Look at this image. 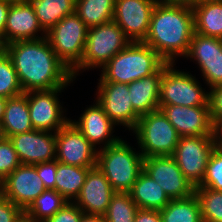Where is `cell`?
Segmentation results:
<instances>
[{
    "label": "cell",
    "mask_w": 222,
    "mask_h": 222,
    "mask_svg": "<svg viewBox=\"0 0 222 222\" xmlns=\"http://www.w3.org/2000/svg\"><path fill=\"white\" fill-rule=\"evenodd\" d=\"M6 54L24 93L65 88L73 82L72 72L58 58L47 37L9 43Z\"/></svg>",
    "instance_id": "6da1fadb"
},
{
    "label": "cell",
    "mask_w": 222,
    "mask_h": 222,
    "mask_svg": "<svg viewBox=\"0 0 222 222\" xmlns=\"http://www.w3.org/2000/svg\"><path fill=\"white\" fill-rule=\"evenodd\" d=\"M193 33L194 13L191 7L158 1L143 42L166 63L174 64L178 56H186Z\"/></svg>",
    "instance_id": "7a4b0ae2"
},
{
    "label": "cell",
    "mask_w": 222,
    "mask_h": 222,
    "mask_svg": "<svg viewBox=\"0 0 222 222\" xmlns=\"http://www.w3.org/2000/svg\"><path fill=\"white\" fill-rule=\"evenodd\" d=\"M164 63L144 42H131L102 67L99 82L130 84L155 73Z\"/></svg>",
    "instance_id": "3957f363"
},
{
    "label": "cell",
    "mask_w": 222,
    "mask_h": 222,
    "mask_svg": "<svg viewBox=\"0 0 222 222\" xmlns=\"http://www.w3.org/2000/svg\"><path fill=\"white\" fill-rule=\"evenodd\" d=\"M122 138L97 151V167L105 175L115 192H130L143 170L144 157L135 152Z\"/></svg>",
    "instance_id": "277c9868"
},
{
    "label": "cell",
    "mask_w": 222,
    "mask_h": 222,
    "mask_svg": "<svg viewBox=\"0 0 222 222\" xmlns=\"http://www.w3.org/2000/svg\"><path fill=\"white\" fill-rule=\"evenodd\" d=\"M130 43L114 21L88 28L82 61L71 71L74 80L79 70L102 68Z\"/></svg>",
    "instance_id": "5b68a950"
},
{
    "label": "cell",
    "mask_w": 222,
    "mask_h": 222,
    "mask_svg": "<svg viewBox=\"0 0 222 222\" xmlns=\"http://www.w3.org/2000/svg\"><path fill=\"white\" fill-rule=\"evenodd\" d=\"M133 132L144 158L172 156L180 138L160 109L140 116Z\"/></svg>",
    "instance_id": "8992f818"
},
{
    "label": "cell",
    "mask_w": 222,
    "mask_h": 222,
    "mask_svg": "<svg viewBox=\"0 0 222 222\" xmlns=\"http://www.w3.org/2000/svg\"><path fill=\"white\" fill-rule=\"evenodd\" d=\"M88 27L76 13L62 18L46 37L58 58L72 71L83 58Z\"/></svg>",
    "instance_id": "52a82bcc"
},
{
    "label": "cell",
    "mask_w": 222,
    "mask_h": 222,
    "mask_svg": "<svg viewBox=\"0 0 222 222\" xmlns=\"http://www.w3.org/2000/svg\"><path fill=\"white\" fill-rule=\"evenodd\" d=\"M169 64L162 72L159 105L207 106L209 92L189 72L176 70Z\"/></svg>",
    "instance_id": "ba28073f"
},
{
    "label": "cell",
    "mask_w": 222,
    "mask_h": 222,
    "mask_svg": "<svg viewBox=\"0 0 222 222\" xmlns=\"http://www.w3.org/2000/svg\"><path fill=\"white\" fill-rule=\"evenodd\" d=\"M216 147L215 135L179 138L172 157L176 160L182 174L194 187L202 182L207 163Z\"/></svg>",
    "instance_id": "9c48e42d"
},
{
    "label": "cell",
    "mask_w": 222,
    "mask_h": 222,
    "mask_svg": "<svg viewBox=\"0 0 222 222\" xmlns=\"http://www.w3.org/2000/svg\"><path fill=\"white\" fill-rule=\"evenodd\" d=\"M64 88L29 91L27 96L29 116L35 130L57 132L70 119L64 116L61 103L57 97Z\"/></svg>",
    "instance_id": "30bf717a"
},
{
    "label": "cell",
    "mask_w": 222,
    "mask_h": 222,
    "mask_svg": "<svg viewBox=\"0 0 222 222\" xmlns=\"http://www.w3.org/2000/svg\"><path fill=\"white\" fill-rule=\"evenodd\" d=\"M143 170L161 186L170 200L194 194V185L182 174L172 156L146 157Z\"/></svg>",
    "instance_id": "8fae6325"
},
{
    "label": "cell",
    "mask_w": 222,
    "mask_h": 222,
    "mask_svg": "<svg viewBox=\"0 0 222 222\" xmlns=\"http://www.w3.org/2000/svg\"><path fill=\"white\" fill-rule=\"evenodd\" d=\"M157 2L158 0H115L113 21L131 42H143L148 35Z\"/></svg>",
    "instance_id": "7c38bea8"
},
{
    "label": "cell",
    "mask_w": 222,
    "mask_h": 222,
    "mask_svg": "<svg viewBox=\"0 0 222 222\" xmlns=\"http://www.w3.org/2000/svg\"><path fill=\"white\" fill-rule=\"evenodd\" d=\"M56 160L65 165L96 167L97 151L69 121L56 132Z\"/></svg>",
    "instance_id": "4fadbf2b"
},
{
    "label": "cell",
    "mask_w": 222,
    "mask_h": 222,
    "mask_svg": "<svg viewBox=\"0 0 222 222\" xmlns=\"http://www.w3.org/2000/svg\"><path fill=\"white\" fill-rule=\"evenodd\" d=\"M97 102L116 124L134 130L140 116L134 111L128 84L116 82L98 83Z\"/></svg>",
    "instance_id": "5bb4252c"
},
{
    "label": "cell",
    "mask_w": 222,
    "mask_h": 222,
    "mask_svg": "<svg viewBox=\"0 0 222 222\" xmlns=\"http://www.w3.org/2000/svg\"><path fill=\"white\" fill-rule=\"evenodd\" d=\"M46 188L34 165L20 164L2 181V195L25 211Z\"/></svg>",
    "instance_id": "9a60e30c"
},
{
    "label": "cell",
    "mask_w": 222,
    "mask_h": 222,
    "mask_svg": "<svg viewBox=\"0 0 222 222\" xmlns=\"http://www.w3.org/2000/svg\"><path fill=\"white\" fill-rule=\"evenodd\" d=\"M185 57H190L197 62L209 88L222 85L221 38L194 32Z\"/></svg>",
    "instance_id": "2e32d148"
},
{
    "label": "cell",
    "mask_w": 222,
    "mask_h": 222,
    "mask_svg": "<svg viewBox=\"0 0 222 222\" xmlns=\"http://www.w3.org/2000/svg\"><path fill=\"white\" fill-rule=\"evenodd\" d=\"M159 109L174 126L179 137L215 135L207 106L159 105Z\"/></svg>",
    "instance_id": "e0dca14e"
},
{
    "label": "cell",
    "mask_w": 222,
    "mask_h": 222,
    "mask_svg": "<svg viewBox=\"0 0 222 222\" xmlns=\"http://www.w3.org/2000/svg\"><path fill=\"white\" fill-rule=\"evenodd\" d=\"M9 139L21 164L34 165L56 159V132L34 129Z\"/></svg>",
    "instance_id": "ac0fdd59"
},
{
    "label": "cell",
    "mask_w": 222,
    "mask_h": 222,
    "mask_svg": "<svg viewBox=\"0 0 222 222\" xmlns=\"http://www.w3.org/2000/svg\"><path fill=\"white\" fill-rule=\"evenodd\" d=\"M114 193L110 182L96 166L88 171L74 203L85 214L104 216Z\"/></svg>",
    "instance_id": "d6986e66"
},
{
    "label": "cell",
    "mask_w": 222,
    "mask_h": 222,
    "mask_svg": "<svg viewBox=\"0 0 222 222\" xmlns=\"http://www.w3.org/2000/svg\"><path fill=\"white\" fill-rule=\"evenodd\" d=\"M39 31L42 33V37L38 35ZM44 37H46V32L40 26L29 0L10 4L4 30L6 44Z\"/></svg>",
    "instance_id": "ffe728a7"
},
{
    "label": "cell",
    "mask_w": 222,
    "mask_h": 222,
    "mask_svg": "<svg viewBox=\"0 0 222 222\" xmlns=\"http://www.w3.org/2000/svg\"><path fill=\"white\" fill-rule=\"evenodd\" d=\"M70 122L83 134V136L96 147H108L118 142L121 138L113 137V128L116 124L108 117L103 107L97 102L85 109L78 121ZM112 135V136H111Z\"/></svg>",
    "instance_id": "44dd1931"
},
{
    "label": "cell",
    "mask_w": 222,
    "mask_h": 222,
    "mask_svg": "<svg viewBox=\"0 0 222 222\" xmlns=\"http://www.w3.org/2000/svg\"><path fill=\"white\" fill-rule=\"evenodd\" d=\"M169 64L165 62L155 73L128 84L133 109L139 116L159 110L162 72Z\"/></svg>",
    "instance_id": "7402d4cb"
},
{
    "label": "cell",
    "mask_w": 222,
    "mask_h": 222,
    "mask_svg": "<svg viewBox=\"0 0 222 222\" xmlns=\"http://www.w3.org/2000/svg\"><path fill=\"white\" fill-rule=\"evenodd\" d=\"M130 195L137 207L143 209L160 211L170 202L161 186L144 170L138 175Z\"/></svg>",
    "instance_id": "603a6c76"
},
{
    "label": "cell",
    "mask_w": 222,
    "mask_h": 222,
    "mask_svg": "<svg viewBox=\"0 0 222 222\" xmlns=\"http://www.w3.org/2000/svg\"><path fill=\"white\" fill-rule=\"evenodd\" d=\"M2 124L6 138L34 130L25 94L7 99Z\"/></svg>",
    "instance_id": "cb8c5ba5"
},
{
    "label": "cell",
    "mask_w": 222,
    "mask_h": 222,
    "mask_svg": "<svg viewBox=\"0 0 222 222\" xmlns=\"http://www.w3.org/2000/svg\"><path fill=\"white\" fill-rule=\"evenodd\" d=\"M192 9L194 32L222 39V1H201Z\"/></svg>",
    "instance_id": "d4e9b609"
},
{
    "label": "cell",
    "mask_w": 222,
    "mask_h": 222,
    "mask_svg": "<svg viewBox=\"0 0 222 222\" xmlns=\"http://www.w3.org/2000/svg\"><path fill=\"white\" fill-rule=\"evenodd\" d=\"M94 167L65 165L57 161L55 190L68 202H74L80 194L88 171Z\"/></svg>",
    "instance_id": "484cf974"
},
{
    "label": "cell",
    "mask_w": 222,
    "mask_h": 222,
    "mask_svg": "<svg viewBox=\"0 0 222 222\" xmlns=\"http://www.w3.org/2000/svg\"><path fill=\"white\" fill-rule=\"evenodd\" d=\"M38 22L47 33L62 18L75 13L76 0H29Z\"/></svg>",
    "instance_id": "4316f807"
},
{
    "label": "cell",
    "mask_w": 222,
    "mask_h": 222,
    "mask_svg": "<svg viewBox=\"0 0 222 222\" xmlns=\"http://www.w3.org/2000/svg\"><path fill=\"white\" fill-rule=\"evenodd\" d=\"M67 202L56 190L45 189L24 211V218L27 222H45Z\"/></svg>",
    "instance_id": "83f0119b"
},
{
    "label": "cell",
    "mask_w": 222,
    "mask_h": 222,
    "mask_svg": "<svg viewBox=\"0 0 222 222\" xmlns=\"http://www.w3.org/2000/svg\"><path fill=\"white\" fill-rule=\"evenodd\" d=\"M115 0H76L75 13L90 28L113 21Z\"/></svg>",
    "instance_id": "f1b7e54d"
},
{
    "label": "cell",
    "mask_w": 222,
    "mask_h": 222,
    "mask_svg": "<svg viewBox=\"0 0 222 222\" xmlns=\"http://www.w3.org/2000/svg\"><path fill=\"white\" fill-rule=\"evenodd\" d=\"M162 222H202L199 201L194 194L187 198L170 200L160 210Z\"/></svg>",
    "instance_id": "f546056e"
},
{
    "label": "cell",
    "mask_w": 222,
    "mask_h": 222,
    "mask_svg": "<svg viewBox=\"0 0 222 222\" xmlns=\"http://www.w3.org/2000/svg\"><path fill=\"white\" fill-rule=\"evenodd\" d=\"M137 210L130 192H115L104 217L107 222H134Z\"/></svg>",
    "instance_id": "4dcf8cb0"
},
{
    "label": "cell",
    "mask_w": 222,
    "mask_h": 222,
    "mask_svg": "<svg viewBox=\"0 0 222 222\" xmlns=\"http://www.w3.org/2000/svg\"><path fill=\"white\" fill-rule=\"evenodd\" d=\"M194 193L199 201L202 222H222V191L196 186Z\"/></svg>",
    "instance_id": "1f68e13d"
},
{
    "label": "cell",
    "mask_w": 222,
    "mask_h": 222,
    "mask_svg": "<svg viewBox=\"0 0 222 222\" xmlns=\"http://www.w3.org/2000/svg\"><path fill=\"white\" fill-rule=\"evenodd\" d=\"M24 94L17 72L10 57L4 54L0 58V96L13 98Z\"/></svg>",
    "instance_id": "d6a6232c"
},
{
    "label": "cell",
    "mask_w": 222,
    "mask_h": 222,
    "mask_svg": "<svg viewBox=\"0 0 222 222\" xmlns=\"http://www.w3.org/2000/svg\"><path fill=\"white\" fill-rule=\"evenodd\" d=\"M198 187L222 191V151L216 147L206 166L205 176Z\"/></svg>",
    "instance_id": "836d02e7"
},
{
    "label": "cell",
    "mask_w": 222,
    "mask_h": 222,
    "mask_svg": "<svg viewBox=\"0 0 222 222\" xmlns=\"http://www.w3.org/2000/svg\"><path fill=\"white\" fill-rule=\"evenodd\" d=\"M17 152L9 138L0 141V179L3 181L19 165Z\"/></svg>",
    "instance_id": "e575fe53"
},
{
    "label": "cell",
    "mask_w": 222,
    "mask_h": 222,
    "mask_svg": "<svg viewBox=\"0 0 222 222\" xmlns=\"http://www.w3.org/2000/svg\"><path fill=\"white\" fill-rule=\"evenodd\" d=\"M24 211L6 199L0 191V222H22Z\"/></svg>",
    "instance_id": "d590c367"
},
{
    "label": "cell",
    "mask_w": 222,
    "mask_h": 222,
    "mask_svg": "<svg viewBox=\"0 0 222 222\" xmlns=\"http://www.w3.org/2000/svg\"><path fill=\"white\" fill-rule=\"evenodd\" d=\"M83 214L84 212L74 202H67L45 222H80Z\"/></svg>",
    "instance_id": "8d00e7d4"
},
{
    "label": "cell",
    "mask_w": 222,
    "mask_h": 222,
    "mask_svg": "<svg viewBox=\"0 0 222 222\" xmlns=\"http://www.w3.org/2000/svg\"><path fill=\"white\" fill-rule=\"evenodd\" d=\"M35 168L37 170L38 176L44 183L46 189L55 190V177L57 170V160L54 159L48 162L36 163Z\"/></svg>",
    "instance_id": "74e56055"
},
{
    "label": "cell",
    "mask_w": 222,
    "mask_h": 222,
    "mask_svg": "<svg viewBox=\"0 0 222 222\" xmlns=\"http://www.w3.org/2000/svg\"><path fill=\"white\" fill-rule=\"evenodd\" d=\"M208 104L212 123L215 125L222 118V85L209 89Z\"/></svg>",
    "instance_id": "f35d334b"
},
{
    "label": "cell",
    "mask_w": 222,
    "mask_h": 222,
    "mask_svg": "<svg viewBox=\"0 0 222 222\" xmlns=\"http://www.w3.org/2000/svg\"><path fill=\"white\" fill-rule=\"evenodd\" d=\"M134 222H162L159 210L138 208Z\"/></svg>",
    "instance_id": "ab89813d"
},
{
    "label": "cell",
    "mask_w": 222,
    "mask_h": 222,
    "mask_svg": "<svg viewBox=\"0 0 222 222\" xmlns=\"http://www.w3.org/2000/svg\"><path fill=\"white\" fill-rule=\"evenodd\" d=\"M10 4L11 3L6 1H0V36L3 38H4L5 24Z\"/></svg>",
    "instance_id": "60d3db41"
},
{
    "label": "cell",
    "mask_w": 222,
    "mask_h": 222,
    "mask_svg": "<svg viewBox=\"0 0 222 222\" xmlns=\"http://www.w3.org/2000/svg\"><path fill=\"white\" fill-rule=\"evenodd\" d=\"M159 2L166 4H175L181 6H187L193 8L197 4H199L202 0H158Z\"/></svg>",
    "instance_id": "b9f144b4"
},
{
    "label": "cell",
    "mask_w": 222,
    "mask_h": 222,
    "mask_svg": "<svg viewBox=\"0 0 222 222\" xmlns=\"http://www.w3.org/2000/svg\"><path fill=\"white\" fill-rule=\"evenodd\" d=\"M80 222H107L104 216L83 214Z\"/></svg>",
    "instance_id": "7bdbcfd3"
},
{
    "label": "cell",
    "mask_w": 222,
    "mask_h": 222,
    "mask_svg": "<svg viewBox=\"0 0 222 222\" xmlns=\"http://www.w3.org/2000/svg\"><path fill=\"white\" fill-rule=\"evenodd\" d=\"M214 133L217 141H222V118L214 125Z\"/></svg>",
    "instance_id": "ee69618b"
},
{
    "label": "cell",
    "mask_w": 222,
    "mask_h": 222,
    "mask_svg": "<svg viewBox=\"0 0 222 222\" xmlns=\"http://www.w3.org/2000/svg\"><path fill=\"white\" fill-rule=\"evenodd\" d=\"M7 98L0 96V121H2L5 111Z\"/></svg>",
    "instance_id": "f6af8a7d"
},
{
    "label": "cell",
    "mask_w": 222,
    "mask_h": 222,
    "mask_svg": "<svg viewBox=\"0 0 222 222\" xmlns=\"http://www.w3.org/2000/svg\"><path fill=\"white\" fill-rule=\"evenodd\" d=\"M6 46L7 44L4 41V38L0 36V58L6 54Z\"/></svg>",
    "instance_id": "bcb514c9"
},
{
    "label": "cell",
    "mask_w": 222,
    "mask_h": 222,
    "mask_svg": "<svg viewBox=\"0 0 222 222\" xmlns=\"http://www.w3.org/2000/svg\"><path fill=\"white\" fill-rule=\"evenodd\" d=\"M5 138H6V135L3 129V124H2V121H0V141L4 140Z\"/></svg>",
    "instance_id": "7dc6e473"
},
{
    "label": "cell",
    "mask_w": 222,
    "mask_h": 222,
    "mask_svg": "<svg viewBox=\"0 0 222 222\" xmlns=\"http://www.w3.org/2000/svg\"><path fill=\"white\" fill-rule=\"evenodd\" d=\"M0 1H6V2H9V3L13 4V3H17V2H24V1H27V0H0Z\"/></svg>",
    "instance_id": "c3c4849f"
},
{
    "label": "cell",
    "mask_w": 222,
    "mask_h": 222,
    "mask_svg": "<svg viewBox=\"0 0 222 222\" xmlns=\"http://www.w3.org/2000/svg\"><path fill=\"white\" fill-rule=\"evenodd\" d=\"M217 147L222 151V141H217Z\"/></svg>",
    "instance_id": "681fc988"
},
{
    "label": "cell",
    "mask_w": 222,
    "mask_h": 222,
    "mask_svg": "<svg viewBox=\"0 0 222 222\" xmlns=\"http://www.w3.org/2000/svg\"><path fill=\"white\" fill-rule=\"evenodd\" d=\"M0 191H2V180L0 179Z\"/></svg>",
    "instance_id": "f907efd6"
},
{
    "label": "cell",
    "mask_w": 222,
    "mask_h": 222,
    "mask_svg": "<svg viewBox=\"0 0 222 222\" xmlns=\"http://www.w3.org/2000/svg\"><path fill=\"white\" fill-rule=\"evenodd\" d=\"M202 1H222V0H202Z\"/></svg>",
    "instance_id": "816d5d0a"
}]
</instances>
